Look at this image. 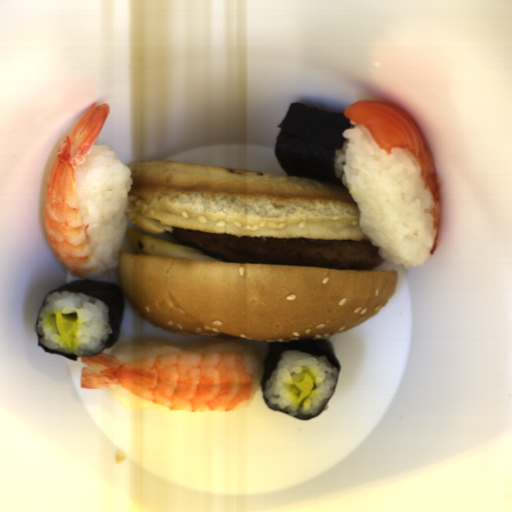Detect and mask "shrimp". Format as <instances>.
<instances>
[{"label":"shrimp","mask_w":512,"mask_h":512,"mask_svg":"<svg viewBox=\"0 0 512 512\" xmlns=\"http://www.w3.org/2000/svg\"><path fill=\"white\" fill-rule=\"evenodd\" d=\"M111 106L89 105L78 123L59 143L47 178L43 226L56 259L77 277H104L107 267L91 250L88 227L76 193V168L87 159L101 133Z\"/></svg>","instance_id":"fd3e3c34"},{"label":"shrimp","mask_w":512,"mask_h":512,"mask_svg":"<svg viewBox=\"0 0 512 512\" xmlns=\"http://www.w3.org/2000/svg\"><path fill=\"white\" fill-rule=\"evenodd\" d=\"M80 387L121 388L175 411L234 412L263 380L256 354L169 352L121 363L112 354L81 357Z\"/></svg>","instance_id":"a79e029a"}]
</instances>
